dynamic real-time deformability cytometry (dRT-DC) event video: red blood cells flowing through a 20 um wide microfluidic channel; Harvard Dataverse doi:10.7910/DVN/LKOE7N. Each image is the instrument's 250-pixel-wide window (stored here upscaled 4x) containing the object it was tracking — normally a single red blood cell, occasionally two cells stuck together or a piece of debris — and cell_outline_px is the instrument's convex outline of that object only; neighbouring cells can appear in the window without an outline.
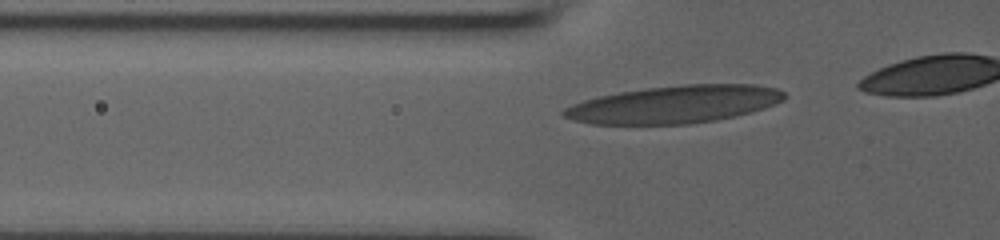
{"species": "human", "species_latin": "Homo sapiens", "temperature_condition": "room temperature", "stored_images_in_passage": 22, "camera_frame_rate_fps": 3000, "um_per_image_px": 0.085, "donor": {"sex": "male"}, "frame": {"image": 1, "passage_image": 9, "time_ms": 2.667, "image_size_px": [1000, 240], "cell_outline_px": [[784, 100], [764, 108], [716, 120], [688, 124], [592, 124], [572, 120], [564, 116], [560, 112], [564, 108], [572, 104], [596, 96], [644, 88], [684, 84], [756, 84], [776, 88], [784, 92]], "centroid_in_image_um": [57.28, 8.86], "position_along_channel_um": 68.5, "area_um2": 48.26}}
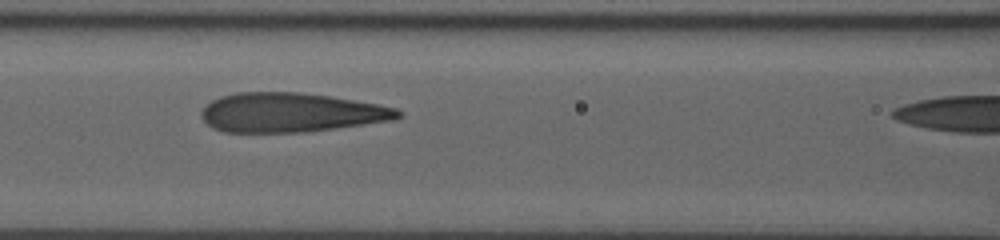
{"frame": {"image": 2, "passage_image": 15, "time_ms": 4.667, "image_size_px": [1000, 240], "cell_outline_px": [[404, 116], [392, 120], [336, 128], [304, 132], [224, 132], [212, 128], [200, 116], [200, 112], [212, 100], [220, 96], [236, 92], [300, 92], [332, 96], [376, 104], [396, 108], [404, 112]], "centroid_in_image_um": [24.72, 9.56], "position_along_channel_um": 141.9, "area_um2": 45.14}}
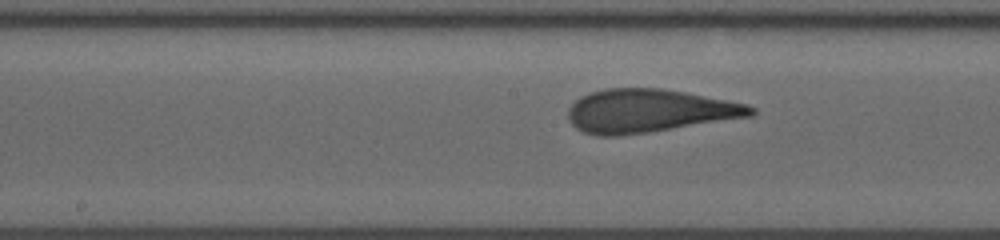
{"frame": {"image": 3, "passage_image": 19, "time_ms": 6.0, "image_size_px": [1000, 240], "cell_outline_px": [[756, 112], [752, 116], [648, 132], [620, 136], [596, 136], [584, 132], [576, 128], [568, 120], [568, 108], [580, 96], [588, 92], [604, 88], [660, 88], [684, 92], [748, 104], [756, 108]], "centroid_in_image_um": [55.13, 9.42], "position_along_channel_um": 193.1, "area_um2": 46.12}}